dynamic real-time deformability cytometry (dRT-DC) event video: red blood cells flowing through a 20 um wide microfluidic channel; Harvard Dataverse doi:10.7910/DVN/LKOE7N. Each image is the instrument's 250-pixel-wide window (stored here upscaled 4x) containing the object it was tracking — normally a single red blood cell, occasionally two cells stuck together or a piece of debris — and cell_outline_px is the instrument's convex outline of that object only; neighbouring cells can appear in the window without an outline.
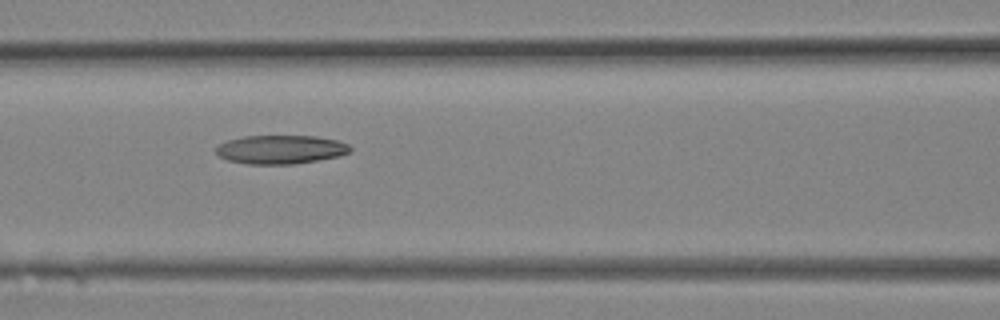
{"species": "Egyptian fruit bat (a non-hibernating species)", "species_latin": "Rousettus aegyptiacus", "temperature_condition": "room temperature", "stored_images_in_passage": 21, "camera_frame_rate_fps": 3000, "um_per_image_px": 0.085, "animal": {"sex": "female"}, "frame": {"image": 1, "passage_image": 11, "time_ms": 3.333, "image_size_px": [1000, 320], "cell_outline_px": [[352, 148], [348, 152], [340, 156], [296, 164], [248, 164], [228, 160], [220, 156], [216, 152], [216, 144], [228, 140], [244, 136], [316, 136], [336, 140], [348, 144]], "centroid_in_image_um": [23.84, 12.7], "position_along_channel_um": 142.8, "area_um2": 22.48}}
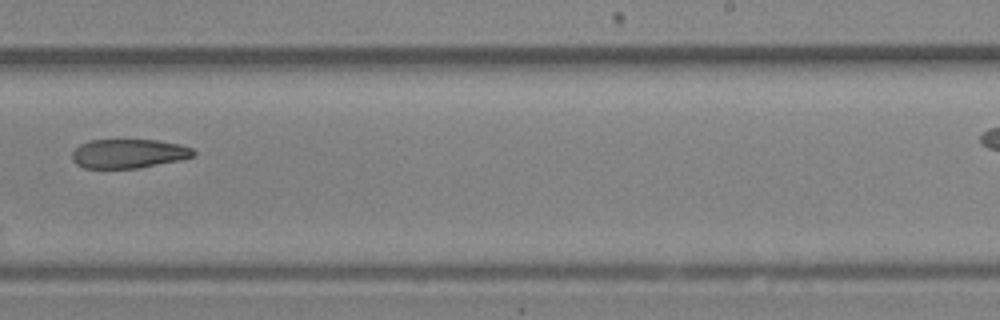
{"frame": {"image": 2, "passage_image": 16, "time_ms": 5.0, "image_size_px": [1000, 320], "cell_outline_px": [[196, 156], [180, 160], [136, 168], [84, 168], [76, 164], [72, 160], [72, 152], [80, 144], [88, 140], [156, 140], [180, 144], [192, 148], [196, 152]], "centroid_in_image_um": [10.93, 13.05], "position_along_channel_um": 278.1, "area_um2": 20.63}}
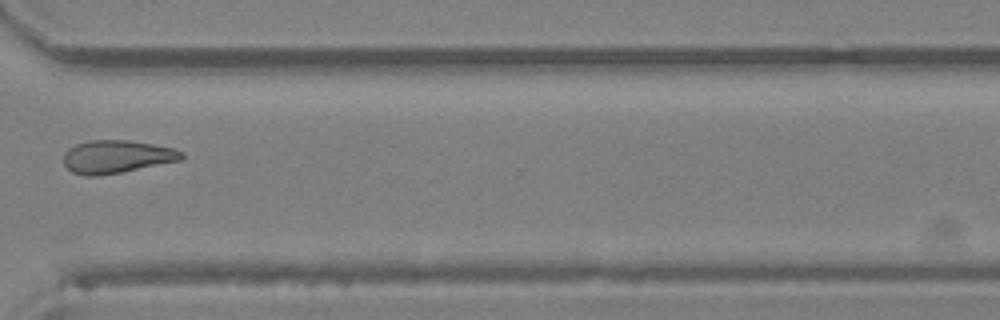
{"frame": {"image": 3, "passage_image": 19, "time_ms": 6.0, "image_size_px": [1000, 320], "cell_outline_px": [[184, 156], [180, 160], [120, 172], [96, 176], [84, 176], [72, 172], [64, 164], [64, 152], [68, 148], [76, 144], [92, 140], [128, 140], [176, 148], [184, 152]], "centroid_in_image_um": [9.91, 13.31], "position_along_channel_um": 360.7, "area_um2": 22.54}}